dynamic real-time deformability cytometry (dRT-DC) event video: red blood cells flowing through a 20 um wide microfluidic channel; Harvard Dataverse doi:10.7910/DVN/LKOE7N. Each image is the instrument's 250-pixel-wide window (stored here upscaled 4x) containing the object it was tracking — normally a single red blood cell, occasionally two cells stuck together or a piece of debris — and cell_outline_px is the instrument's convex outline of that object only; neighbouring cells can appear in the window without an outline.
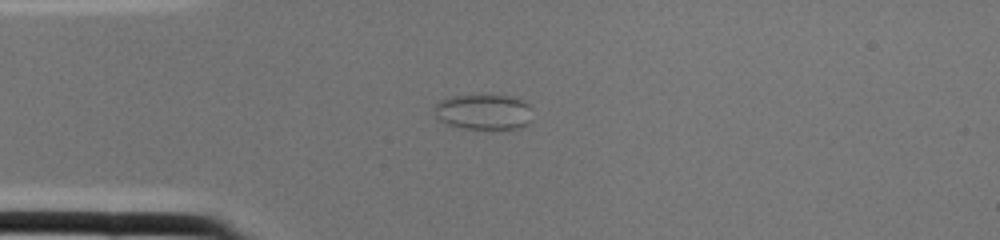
{"species": "common noctule bat (a hibernating species)", "species_latin": "Nyctalus noctula", "temperature_condition": "cold", "stored_images_in_passage": 1, "camera_frame_rate_fps": 3000, "um_per_image_px": 0.085, "animal": {"sex": "female", "body_mass_g": 22.0, "forearm_length_mm": 56.7}, "frame": {"image": 1, "passage_image": 1, "time_ms": 0.0, "image_size_px": [1000, 240], "cell_outline_px": [[532, 108], [528, 124], [520, 128], [464, 128], [448, 124], [440, 120], [436, 116], [436, 104], [440, 100], [452, 96], [508, 96], [524, 100]], "centroid_in_image_um": [41.14, 9.51], "position_along_channel_um": 43.9, "area_um2": 19.83}}